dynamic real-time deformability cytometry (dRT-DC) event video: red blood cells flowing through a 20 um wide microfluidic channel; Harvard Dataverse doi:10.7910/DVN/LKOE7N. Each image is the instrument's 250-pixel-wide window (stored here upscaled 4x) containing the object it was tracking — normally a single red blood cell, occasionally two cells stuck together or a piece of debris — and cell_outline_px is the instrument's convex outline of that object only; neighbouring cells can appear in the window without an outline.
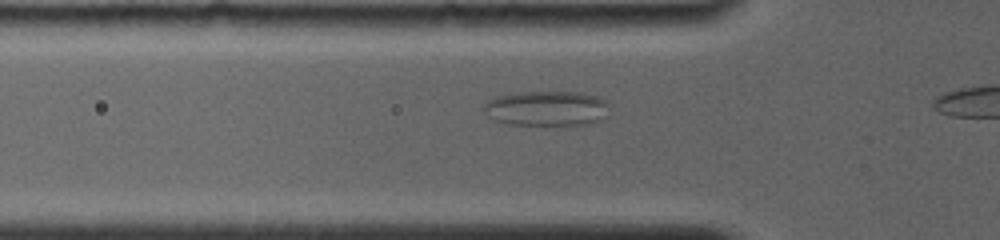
{"species": "common noctule bat (a hibernating species)", "species_latin": "Nyctalus noctula", "temperature_condition": "room temperature", "stored_images_in_passage": 5, "camera_frame_rate_fps": 4000, "um_per_image_px": 0.085, "animal": {"sex": "female", "body_mass_g": 19.0, "forearm_length_mm": 56.7}, "frame": {"image": 1, "passage_image": 3, "time_ms": 0.75, "image_size_px": [1000, 240], "cell_outline_px": [[608, 116], [592, 124], [508, 124], [492, 120], [484, 112], [484, 104], [488, 100], [496, 96], [520, 92], [580, 92], [600, 96], [608, 104]], "centroid_in_image_um": [46.48, 9.2], "position_along_channel_um": 79.3, "area_um2": 25.78}}